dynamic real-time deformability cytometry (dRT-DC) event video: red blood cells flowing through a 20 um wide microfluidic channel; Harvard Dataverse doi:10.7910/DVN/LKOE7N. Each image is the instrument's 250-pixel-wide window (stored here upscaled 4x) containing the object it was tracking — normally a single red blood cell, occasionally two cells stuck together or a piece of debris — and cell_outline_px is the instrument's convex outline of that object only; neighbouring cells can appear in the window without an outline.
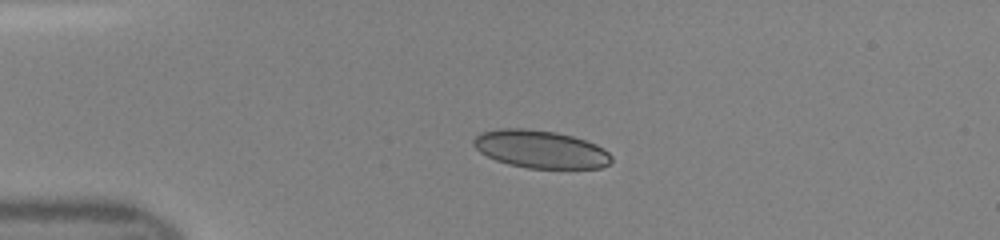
{"species": "human", "species_latin": "Homo sapiens", "temperature_condition": "room temperature", "stored_images_in_passage": 31, "camera_frame_rate_fps": 3000, "um_per_image_px": 0.085, "donor": {"sex": "female"}, "frame": {"image": 1, "passage_image": 1, "time_ms": 0.0, "image_size_px": [1000, 240], "cell_outline_px": [[612, 160], [608, 164], [600, 168], [528, 168], [508, 164], [496, 160], [480, 152], [472, 144], [472, 140], [480, 132], [500, 128], [524, 128], [556, 132], [572, 136], [596, 144], [604, 148], [612, 156]], "centroid_in_image_um": [45.93, 12.68], "position_along_channel_um": 39.1, "area_um2": 30.4}}
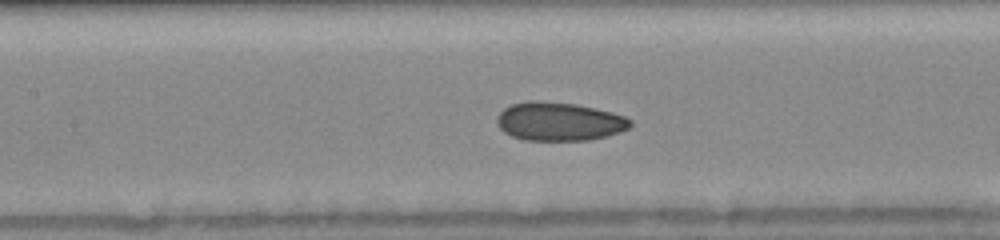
{"frame": {"image": 2, "passage_image": 12, "time_ms": 3.667, "image_size_px": [1000, 240], "cell_outline_px": [[632, 124], [628, 128], [620, 132], [608, 136], [588, 140], [524, 140], [512, 136], [504, 132], [500, 128], [496, 120], [496, 116], [504, 108], [512, 104], [528, 100], [536, 100], [576, 104], [612, 112], [624, 116], [632, 120]], "centroid_in_image_um": [47.52, 10.32], "position_along_channel_um": 159.9, "area_um2": 30.06}}
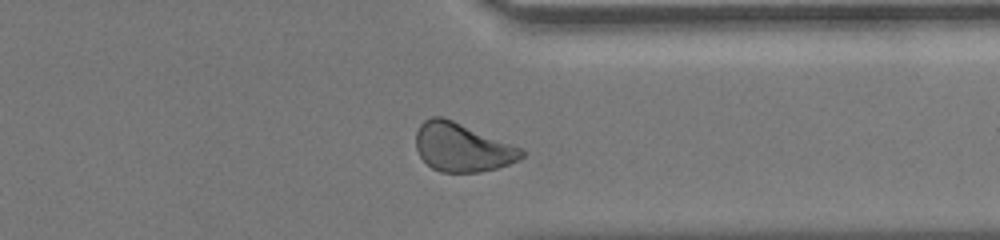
{"frame": {"image": 3, "passage_image": 27, "time_ms": 8.667, "image_size_px": [1000, 240], "cell_outline_px": [[524, 156], [508, 164], [496, 168], [480, 172], [440, 172], [432, 168], [420, 156], [416, 148], [416, 132], [420, 124], [424, 120], [432, 116], [444, 116], [520, 148], [524, 152]], "centroid_in_image_um": [39.23, 12.52], "position_along_channel_um": 372.2, "area_um2": 29.59}}